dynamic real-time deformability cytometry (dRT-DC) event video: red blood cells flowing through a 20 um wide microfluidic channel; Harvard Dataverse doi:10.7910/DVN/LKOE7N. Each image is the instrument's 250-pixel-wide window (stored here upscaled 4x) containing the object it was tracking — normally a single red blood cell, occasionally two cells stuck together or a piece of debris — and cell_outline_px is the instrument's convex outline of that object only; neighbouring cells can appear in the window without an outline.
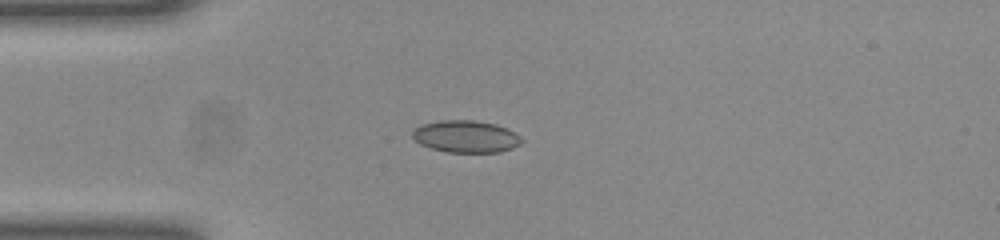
{"species": "common noctule bat (a hibernating species)", "species_latin": "Nyctalus noctula", "temperature_condition": "room temperature", "stored_images_in_passage": 49, "camera_frame_rate_fps": 3000, "um_per_image_px": 0.085, "animal": {"sex": "female", "body_mass_g": 23.0, "forearm_length_mm": 53.4}, "frame": {"image": 1, "passage_image": 12, "time_ms": 3.667, "image_size_px": [1000, 240], "cell_outline_px": [[524, 140], [520, 144], [512, 148], [500, 152], [448, 152], [432, 148], [420, 144], [412, 136], [412, 132], [416, 128], [424, 124], [440, 120], [476, 120], [496, 124], [520, 136]], "centroid_in_image_um": [39.61, 11.6], "position_along_channel_um": 45.4, "area_um2": 20.23}}
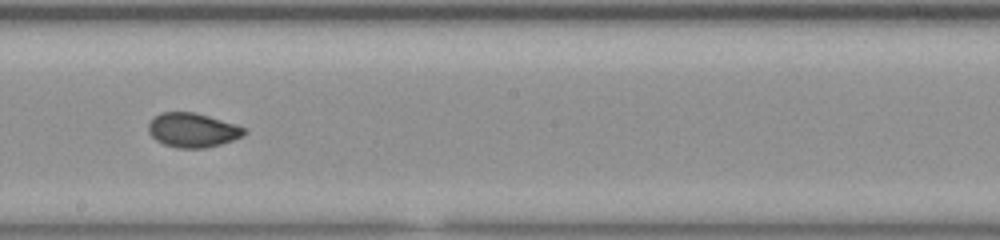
{"frame": {"image": 2, "passage_image": 27, "time_ms": 8.667, "image_size_px": [1000, 240], "cell_outline_px": [[248, 132], [244, 136], [220, 144], [204, 148], [176, 148], [164, 144], [156, 140], [148, 132], [148, 124], [160, 112], [192, 112], [208, 116], [236, 124], [244, 128]], "centroid_in_image_um": [16.38, 11.06], "position_along_channel_um": 231.8, "area_um2": 19.07}}
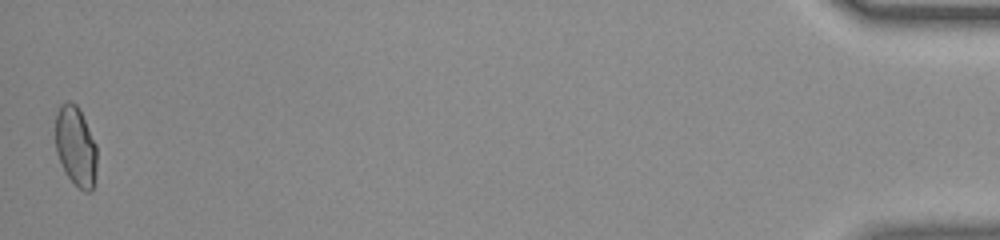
{"frame": {"image": 3, "passage_image": 49, "time_ms": 16.0, "image_size_px": [1000, 240], "cell_outline_px": [[96, 176], [92, 188], [88, 192], [84, 192], [64, 172], [56, 152], [56, 112], [60, 104], [68, 100], [76, 104], [96, 144]], "centroid_in_image_um": [6.42, 12.43], "position_along_channel_um": 428.8, "area_um2": 19.13}, "authors_computed_cell_mechanics": {"area_um2": 19.4208, "velocity_mm_per_s": 4.0315, "shape_relaxation_time_tau1_ms": 9.6296, "shape_relaxation_time_tau2_ms": null, "deformation_change_tau1": 0.1709, "deformation_change_tau2": null}}